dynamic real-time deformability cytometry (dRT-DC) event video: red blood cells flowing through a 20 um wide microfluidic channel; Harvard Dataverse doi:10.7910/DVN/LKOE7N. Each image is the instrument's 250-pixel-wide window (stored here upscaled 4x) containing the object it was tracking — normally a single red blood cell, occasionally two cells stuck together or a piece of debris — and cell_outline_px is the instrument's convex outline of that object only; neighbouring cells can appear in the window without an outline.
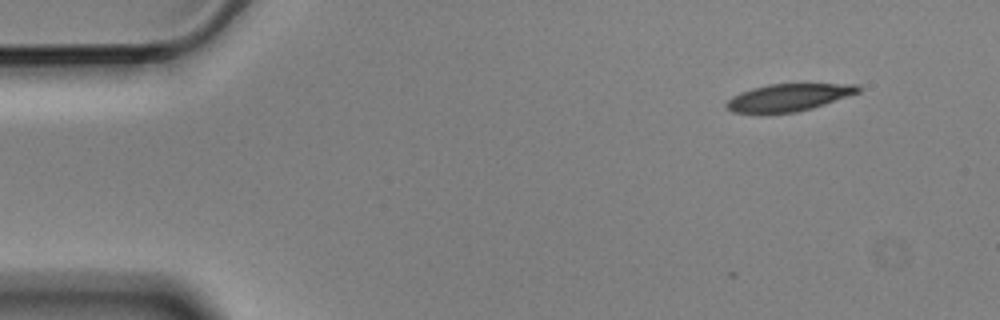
{"species": "Egyptian fruit bat (a non-hibernating species)", "species_latin": "Rousettus aegyptiacus", "temperature_condition": "cold", "stored_images_in_passage": 5, "camera_frame_rate_fps": 3000, "um_per_image_px": 0.085, "animal": {"sex": "male"}, "frame": {"image": 1, "passage_image": 1, "time_ms": 0.0, "image_size_px": [1000, 320], "cell_outline_px": [[860, 92], [812, 108], [796, 112], [760, 116], [732, 112], [724, 108], [724, 104], [732, 96], [740, 92], [752, 88], [768, 84], [860, 84]], "centroid_in_image_um": [66.91, 8.33], "position_along_channel_um": 18.1, "area_um2": 21.68}}
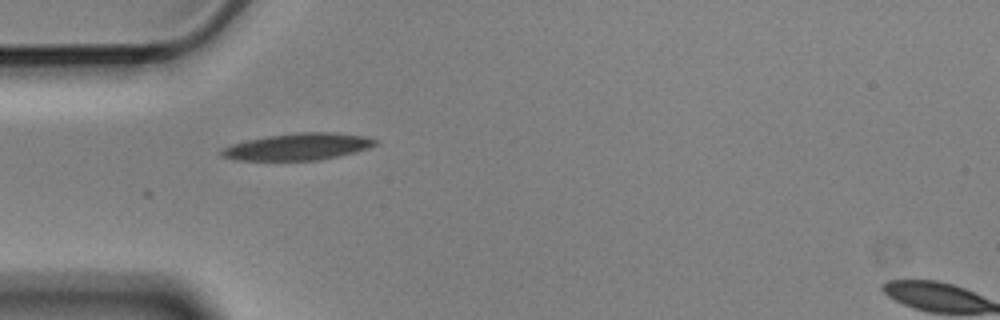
{"frame": {"image": 2, "passage_image": 4, "time_ms": 1.0, "image_size_px": [1000, 320], "cell_outline_px": [[376, 144], [368, 148], [356, 152], [316, 160], [232, 160], [220, 156], [220, 148], [232, 144], [248, 140], [268, 136], [296, 132], [336, 132], [364, 136], [376, 140]], "centroid_in_image_um": [25.27, 12.46], "position_along_channel_um": 59.7, "area_um2": 23.99}}
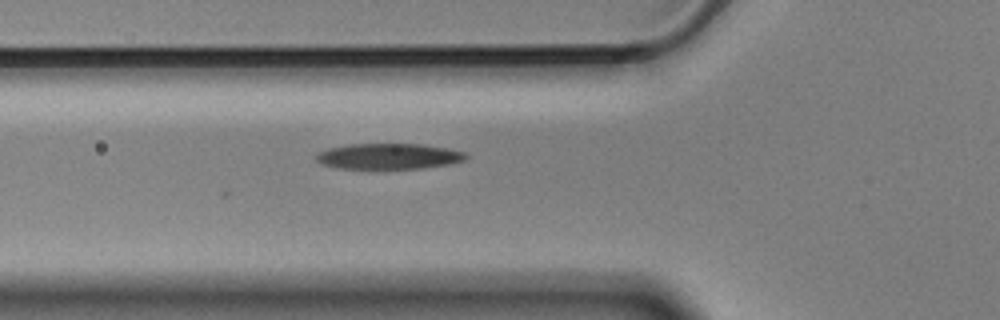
{"frame": {"image": 3, "passage_image": 5, "time_ms": 1.333, "image_size_px": [1000, 320], "cell_outline_px": [[468, 156], [464, 160], [448, 164], [424, 168], [384, 172], [336, 168], [320, 164], [316, 160], [316, 156], [320, 152], [328, 148], [348, 144], [420, 144], [448, 148], [464, 152]], "centroid_in_image_um": [32.99, 13.34], "position_along_channel_um": 92.8, "area_um2": 23.58}}